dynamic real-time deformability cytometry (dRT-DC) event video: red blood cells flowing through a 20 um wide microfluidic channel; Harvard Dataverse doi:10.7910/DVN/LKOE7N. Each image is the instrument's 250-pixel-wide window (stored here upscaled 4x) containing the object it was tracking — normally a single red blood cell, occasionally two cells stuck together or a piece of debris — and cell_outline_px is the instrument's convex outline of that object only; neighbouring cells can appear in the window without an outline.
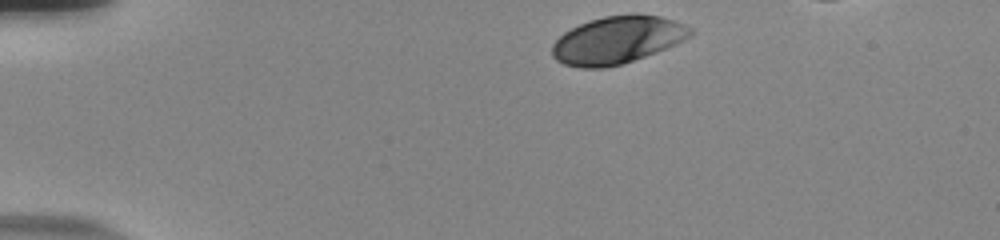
{"species": "human", "species_latin": "Homo sapiens", "temperature_condition": "room temperature", "stored_images_in_passage": 37, "camera_frame_rate_fps": 3000, "um_per_image_px": 0.085, "donor": {"sex": "male"}, "frame": {"image": 1, "passage_image": 1, "time_ms": 0.0, "image_size_px": [1000, 240], "cell_outline_px": [[696, 32], [692, 36], [676, 44], [656, 52], [624, 64], [604, 68], [580, 68], [564, 64], [556, 60], [552, 56], [552, 44], [564, 32], [588, 20], [604, 16], [632, 12], [636, 12], [660, 16], [684, 24], [692, 28]], "centroid_in_image_um": [52.5, 3.38], "position_along_channel_um": 32.5, "area_um2": 38.84}}
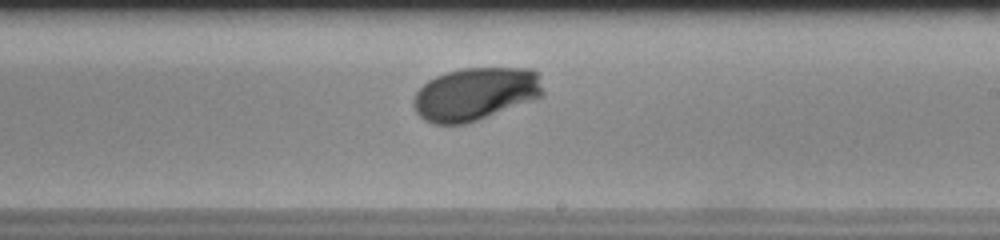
{"frame": {"image": 2, "passage_image": 24, "time_ms": 7.667, "image_size_px": [1000, 240], "cell_outline_px": [[544, 96], [468, 124], [432, 124], [424, 120], [416, 112], [412, 104], [412, 100], [416, 92], [428, 80], [444, 72], [464, 68], [532, 68], [540, 72], [544, 92]], "centroid_in_image_um": [40.43, 7.98], "position_along_channel_um": 248.6, "area_um2": 40.58}}
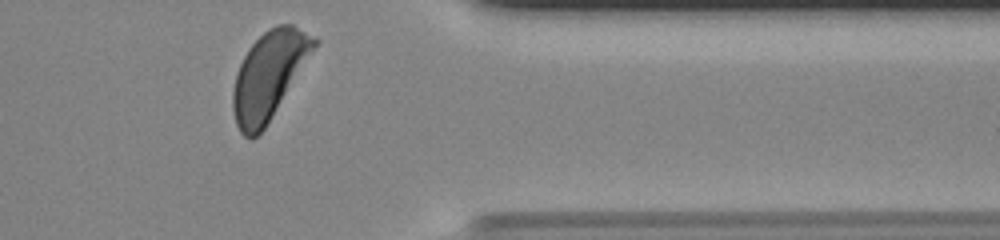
{"frame": {"image": 3, "passage_image": 36, "time_ms": 11.667, "image_size_px": [1000, 240], "cell_outline_px": [[320, 40], [264, 128], [252, 140], [244, 136], [240, 132], [236, 124], [232, 108], [232, 92], [236, 72], [248, 48], [268, 28], [276, 24], [292, 24]], "centroid_in_image_um": [22.83, 6.39], "position_along_channel_um": 388.6, "area_um2": 40.69}, "authors_computed_cell_mechanics": {"area_um2": 39.5352, "velocity_mm_per_s": 3.7487, "shape_relaxation_time_tau1_ms": 2.7285, "shape_relaxation_time_tau2_ms": null, "deformation_change_tau1": 0.1402, "deformation_change_tau2": null}}